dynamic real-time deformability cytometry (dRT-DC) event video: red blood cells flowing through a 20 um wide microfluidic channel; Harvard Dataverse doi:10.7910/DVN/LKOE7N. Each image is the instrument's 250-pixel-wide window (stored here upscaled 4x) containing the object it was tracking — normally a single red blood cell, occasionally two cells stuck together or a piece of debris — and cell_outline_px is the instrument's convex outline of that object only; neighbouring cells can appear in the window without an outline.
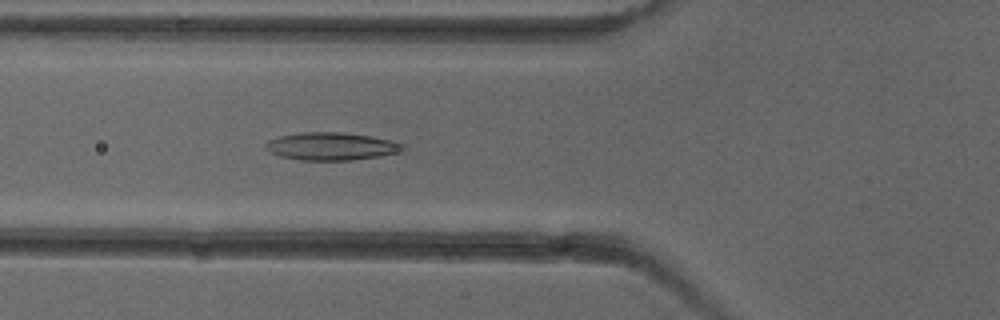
{"species": "common noctule bat (a hibernating species)", "species_latin": "Nyctalus noctula", "temperature_condition": "cold", "stored_images_in_passage": 5, "camera_frame_rate_fps": 3000, "um_per_image_px": 0.085, "animal": {"sex": "female"}, "frame": {"image": 1, "passage_image": 5, "time_ms": 4.667, "image_size_px": [1000, 320], "cell_outline_px": [[408, 148], [396, 152], [380, 156], [352, 160], [300, 160], [280, 156], [264, 148], [264, 144], [268, 140], [280, 136], [300, 132], [340, 132], [372, 136], [392, 140], [404, 144]], "centroid_in_image_um": [28.17, 12.43], "position_along_channel_um": 97.6, "area_um2": 22.25}}